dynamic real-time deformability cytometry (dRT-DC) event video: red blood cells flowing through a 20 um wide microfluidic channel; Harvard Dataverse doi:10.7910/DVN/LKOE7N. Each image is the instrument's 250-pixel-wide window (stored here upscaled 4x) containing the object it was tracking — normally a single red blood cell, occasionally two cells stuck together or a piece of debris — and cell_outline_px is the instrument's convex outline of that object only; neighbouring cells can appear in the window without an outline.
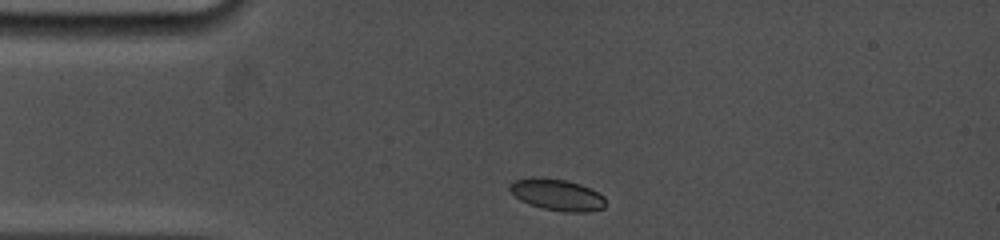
{"species": "common noctule bat (a hibernating species)", "species_latin": "Nyctalus noctula", "temperature_condition": "cold", "stored_images_in_passage": 4, "camera_frame_rate_fps": 5000, "um_per_image_px": 0.085, "animal": {"sex": "female", "body_mass_g": 19.0, "forearm_length_mm": 53.3}, "frame": {"image": 1, "passage_image": 1, "time_ms": 0.0, "image_size_px": [1000, 240], "cell_outline_px": [[604, 208], [588, 212], [564, 212], [544, 208], [520, 200], [508, 188], [508, 184], [516, 180], [532, 176], [536, 176], [564, 180], [580, 184], [604, 196]], "centroid_in_image_um": [47.33, 16.54], "position_along_channel_um": 37.7, "area_um2": 17.4}}
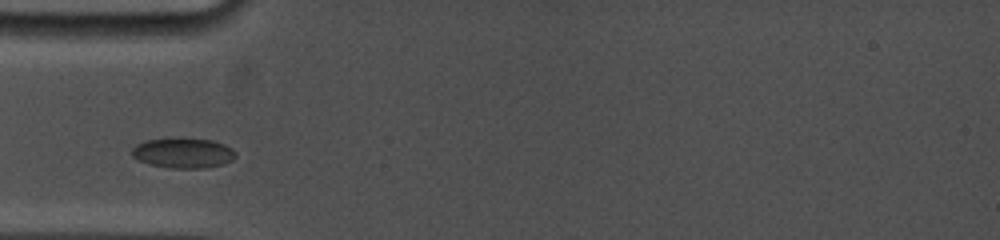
{"frame": {"image": 2, "passage_image": 3, "time_ms": 1.6, "image_size_px": [1000, 240], "cell_outline_px": [[236, 156], [232, 160], [224, 164], [204, 168], [168, 168], [148, 164], [132, 156], [132, 148], [136, 144], [144, 140], [172, 136], [184, 136], [212, 140], [224, 144], [232, 148], [236, 152]], "centroid_in_image_um": [15.56, 12.96], "position_along_channel_um": 69.4, "area_um2": 18.96}}
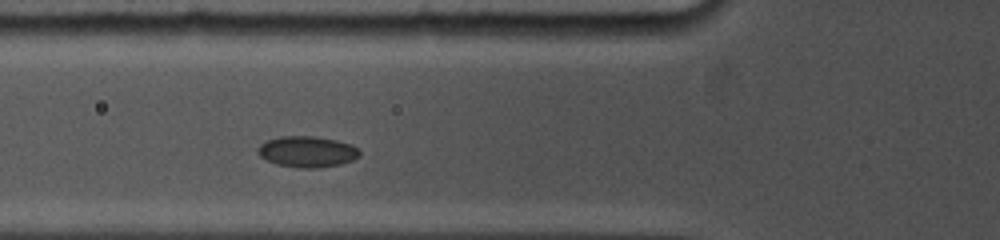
{"frame": {"image": 3, "passage_image": 4, "time_ms": 2.4, "image_size_px": [1000, 240], "cell_outline_px": [[360, 156], [352, 160], [340, 164], [316, 168], [300, 168], [276, 164], [260, 156], [256, 152], [256, 148], [260, 144], [268, 140], [280, 136], [312, 136], [336, 140], [352, 144], [360, 148]], "centroid_in_image_um": [26.12, 12.89], "position_along_channel_um": 99.7, "area_um2": 18.5}}